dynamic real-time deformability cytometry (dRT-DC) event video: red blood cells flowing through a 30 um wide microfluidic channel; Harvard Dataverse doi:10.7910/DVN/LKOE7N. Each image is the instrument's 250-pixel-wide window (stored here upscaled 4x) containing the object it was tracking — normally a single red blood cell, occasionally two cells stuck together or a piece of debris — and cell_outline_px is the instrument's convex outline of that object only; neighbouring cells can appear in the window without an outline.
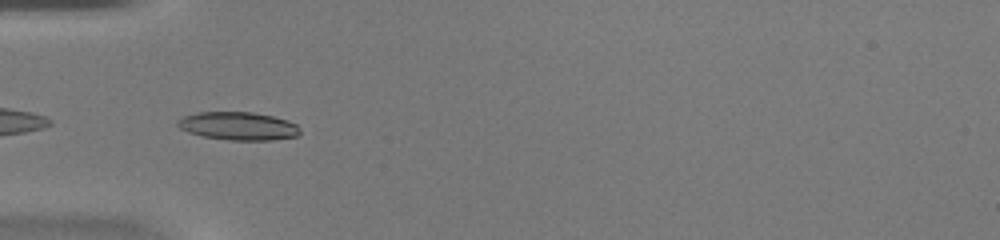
{"species": "common noctule bat (a hibernating species)", "species_latin": "Nyctalus noctula", "temperature_condition": "warm", "stored_images_in_passage": 34, "camera_frame_rate_fps": 3000, "um_per_image_px": 0.085, "animal": {"sex": "female", "body_mass_g": 20.0, "forearm_length_mm": 54.0}, "frame": {"image": 1, "passage_image": 1, "time_ms": 0.0, "image_size_px": [1000, 240], "cell_outline_px": [[300, 132], [296, 136], [272, 140], [228, 140], [204, 136], [188, 132], [180, 128], [176, 124], [176, 120], [184, 116], [196, 112], [252, 112], [272, 116], [288, 120], [296, 124], [300, 128]], "centroid_in_image_um": [20.24, 10.71], "position_along_channel_um": 64.8, "area_um2": 20.06}}
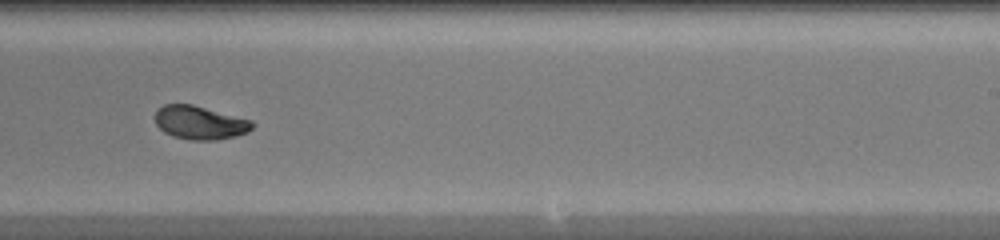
{"frame": {"image": 2, "passage_image": 16, "time_ms": 5.0, "image_size_px": [1000, 240], "cell_outline_px": [[256, 124], [248, 132], [236, 136], [216, 140], [192, 140], [172, 136], [164, 132], [156, 124], [156, 108], [164, 104], [192, 104], [252, 120]], "centroid_in_image_um": [17.0, 10.42], "position_along_channel_um": 272.0, "area_um2": 19.07}}
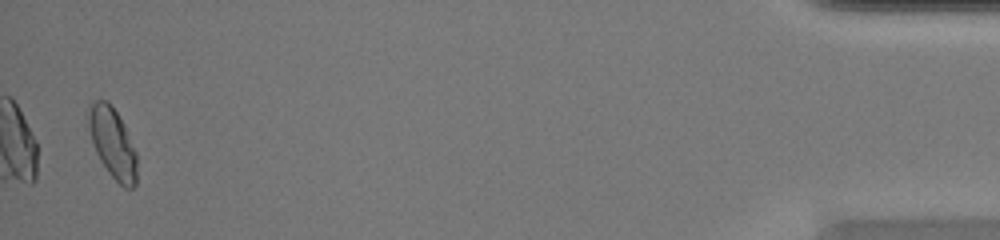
{"frame": {"image": 3, "passage_image": 33, "time_ms": 10.667, "image_size_px": [1000, 240], "cell_outline_px": [[136, 184], [132, 188], [124, 188], [108, 172], [100, 160], [96, 152], [88, 128], [88, 112], [92, 104], [96, 100], [108, 100], [124, 124], [136, 152]], "centroid_in_image_um": [9.58, 12.16], "position_along_channel_um": 425.6, "area_um2": 19.59}, "authors_computed_cell_mechanics": {"area_um2": 19.1029, "velocity_mm_per_s": 4.1925, "shape_relaxation_time_tau1_ms": 4.1881, "shape_relaxation_time_tau2_ms": 0.8369, "deformation_change_tau1": 0.1654, "deformation_change_tau2": 0.0515}}